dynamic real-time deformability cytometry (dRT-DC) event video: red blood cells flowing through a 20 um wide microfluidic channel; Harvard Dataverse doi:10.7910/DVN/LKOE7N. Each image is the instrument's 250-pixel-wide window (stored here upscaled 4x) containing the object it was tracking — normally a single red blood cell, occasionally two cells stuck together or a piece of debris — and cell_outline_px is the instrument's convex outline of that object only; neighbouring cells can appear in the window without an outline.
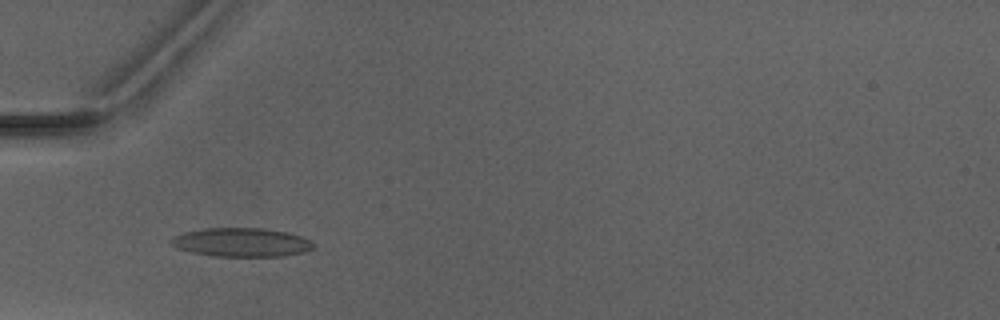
{"species": "Egyptian fruit bat (a non-hibernating species)", "species_latin": "Rousettus aegyptiacus", "temperature_condition": "warm", "stored_images_in_passage": 8, "camera_frame_rate_fps": 3000, "um_per_image_px": 0.085, "animal": {"sex": "male"}, "frame": {"image": 1, "passage_image": 5, "time_ms": 4.667, "image_size_px": [1000, 320], "cell_outline_px": [[312, 248], [304, 252], [284, 256], [212, 256], [192, 252], [176, 248], [168, 240], [172, 236], [184, 232], [204, 228], [264, 228], [288, 232], [300, 236], [308, 240], [312, 244]], "centroid_in_image_um": [20.46, 20.59], "position_along_channel_um": 64.5, "area_um2": 23.87}}
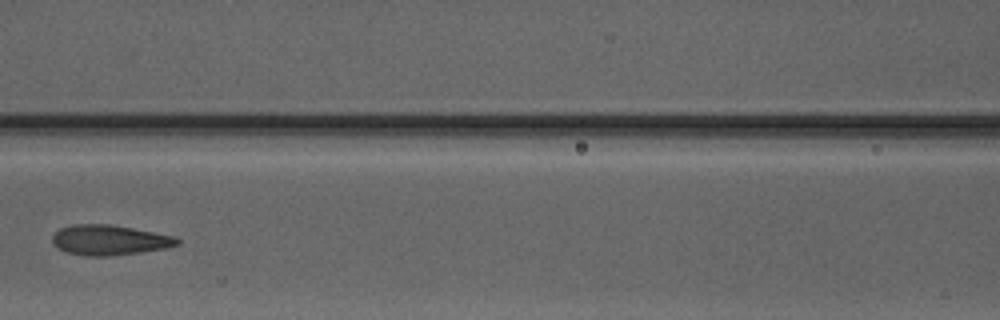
{"frame": {"image": 2, "passage_image": 7, "time_ms": 7.0, "image_size_px": [1000, 320], "cell_outline_px": [[180, 244], [168, 248], [112, 256], [84, 256], [68, 252], [60, 248], [52, 240], [52, 236], [60, 228], [72, 224], [108, 224], [132, 228], [172, 236], [180, 240]], "centroid_in_image_um": [9.31, 20.41], "position_along_channel_um": 157.3, "area_um2": 21.73}}
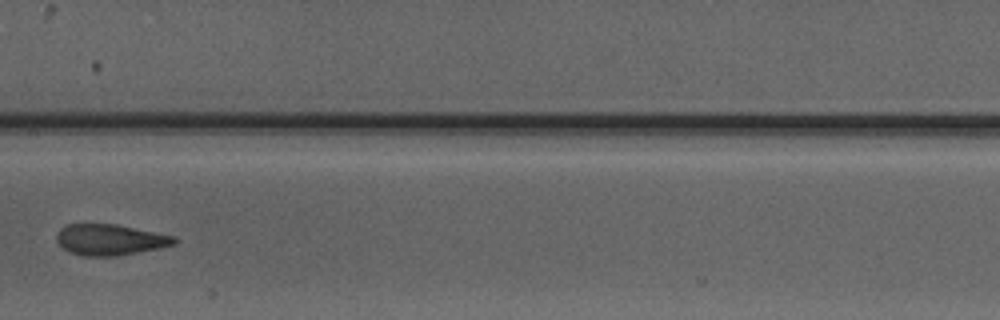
{"frame": {"image": 3, "passage_image": 8, "time_ms": 8.0, "image_size_px": [1000, 320], "cell_outline_px": [[180, 240], [176, 244], [160, 248], [116, 256], [84, 256], [68, 252], [56, 240], [56, 236], [68, 224], [116, 224], [176, 236]], "centroid_in_image_um": [9.43, 20.38], "position_along_channel_um": 198.0, "area_um2": 21.21}}